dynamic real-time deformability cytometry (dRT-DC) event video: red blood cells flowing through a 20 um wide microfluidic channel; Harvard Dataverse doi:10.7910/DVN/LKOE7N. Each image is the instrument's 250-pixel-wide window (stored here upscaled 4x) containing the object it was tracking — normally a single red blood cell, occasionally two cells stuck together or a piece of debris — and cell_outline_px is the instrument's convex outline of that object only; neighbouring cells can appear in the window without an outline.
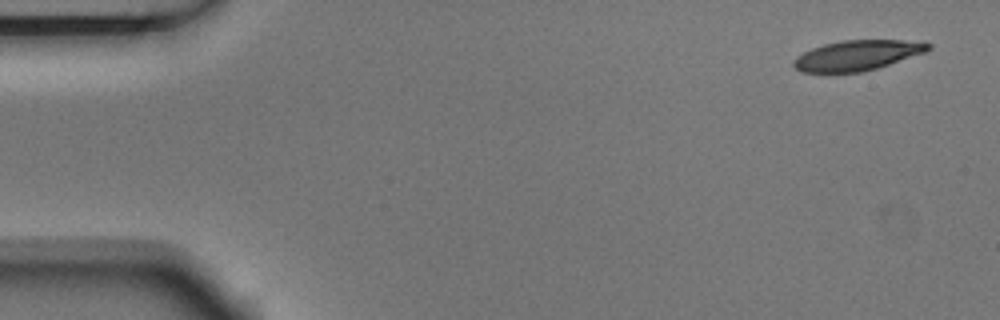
{"species": "Egyptian fruit bat (a non-hibernating species)", "species_latin": "Rousettus aegyptiacus", "temperature_condition": "room temperature", "stored_images_in_passage": 5, "camera_frame_rate_fps": 3000, "um_per_image_px": 0.085, "animal": {"sex": "male"}, "frame": {"image": 1, "passage_image": 1, "time_ms": 0.0, "image_size_px": [1000, 320], "cell_outline_px": [[932, 48], [924, 52], [876, 68], [860, 72], [800, 72], [792, 64], [792, 60], [796, 56], [812, 48], [824, 44], [840, 40], [924, 40], [932, 44]], "centroid_in_image_um": [72.87, 4.68], "position_along_channel_um": 12.1, "area_um2": 23.7}}
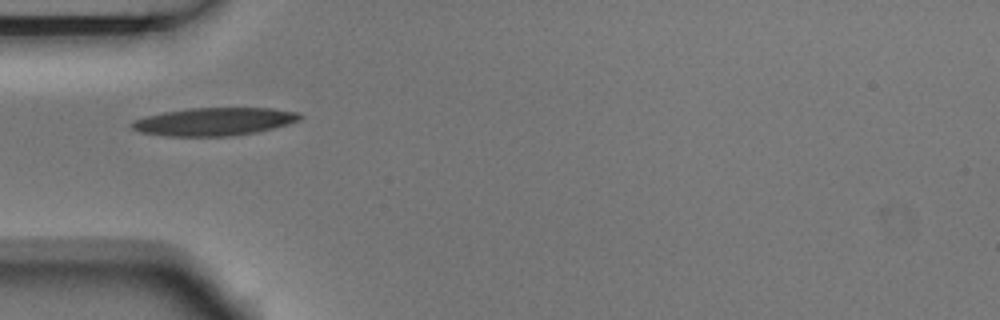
{"frame": {"image": 2, "passage_image": 5, "time_ms": 1.333, "image_size_px": [1000, 320], "cell_outline_px": [[304, 116], [300, 120], [288, 124], [256, 132], [232, 136], [164, 136], [140, 132], [132, 128], [128, 124], [132, 120], [164, 112], [188, 108], [272, 108], [300, 112]], "centroid_in_image_um": [18.21, 10.33], "position_along_channel_um": 66.8, "area_um2": 27.51}}